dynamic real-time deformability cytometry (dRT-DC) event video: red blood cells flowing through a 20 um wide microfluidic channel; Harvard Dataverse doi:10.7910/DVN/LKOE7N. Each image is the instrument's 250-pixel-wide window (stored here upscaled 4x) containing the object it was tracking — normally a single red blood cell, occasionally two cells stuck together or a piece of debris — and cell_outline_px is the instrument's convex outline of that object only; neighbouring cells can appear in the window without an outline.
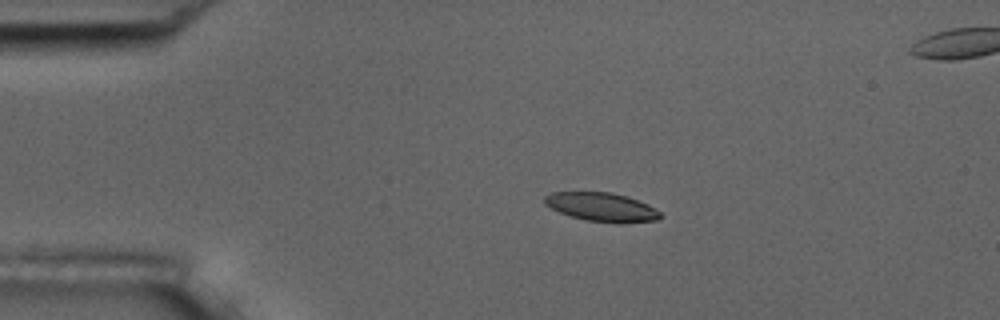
{"species": "common noctule bat (a hibernating species)", "species_latin": "Nyctalus noctula", "temperature_condition": "room temperature", "stored_images_in_passage": 6, "camera_frame_rate_fps": 3000, "um_per_image_px": 0.085, "animal": {"sex": "male", "body_mass_g": 17.5, "forearm_length_mm": 52.3}, "frame": {"image": 1, "passage_image": 4, "time_ms": 3.667, "image_size_px": [1000, 320], "cell_outline_px": [[664, 216], [656, 220], [620, 224], [588, 220], [572, 216], [560, 212], [544, 204], [544, 196], [552, 192], [612, 192], [628, 196], [648, 204], [660, 212]], "centroid_in_image_um": [51.18, 17.6], "position_along_channel_um": 33.8, "area_um2": 19.48}}